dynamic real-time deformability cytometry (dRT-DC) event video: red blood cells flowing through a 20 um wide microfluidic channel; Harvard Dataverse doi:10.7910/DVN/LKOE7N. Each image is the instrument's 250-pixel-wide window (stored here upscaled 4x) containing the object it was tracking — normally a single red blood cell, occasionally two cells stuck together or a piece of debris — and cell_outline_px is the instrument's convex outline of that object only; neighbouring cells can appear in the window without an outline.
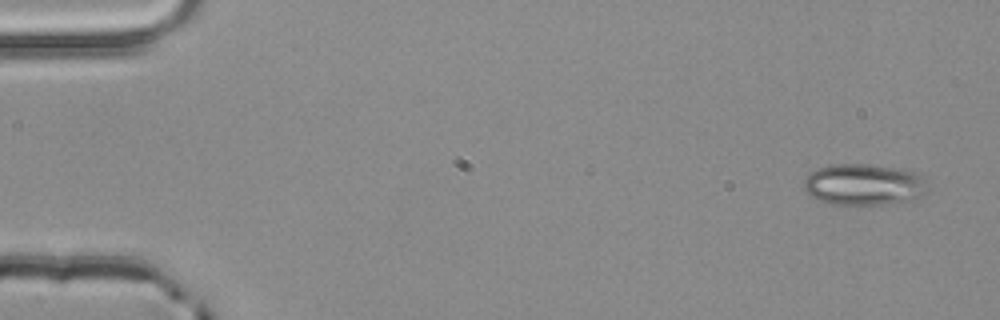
{"species": "common noctule bat (a hibernating species)", "species_latin": "Nyctalus noctula", "temperature_condition": "room temperature", "stored_images_in_passage": 4, "segment_of_instrument_passage": [2, 2], "camera_frame_rate_fps": 3000, "um_per_image_px": 0.085, "animal": {"sex": "male", "body_mass_g": 20.4}, "frame": {"image": 1, "passage_image": 4, "time_ms": 1.0, "image_size_px": [1000, 320], "cell_outline_px": [[924, 196], [912, 200], [880, 204], [832, 204], [820, 200], [812, 196], [804, 188], [804, 180], [812, 172], [820, 168], [832, 164], [868, 164], [904, 168], [916, 172], [920, 180], [924, 192]], "centroid_in_image_um": [73.4, 15.67], "position_along_channel_um": 11.6, "area_um2": 29.25}}